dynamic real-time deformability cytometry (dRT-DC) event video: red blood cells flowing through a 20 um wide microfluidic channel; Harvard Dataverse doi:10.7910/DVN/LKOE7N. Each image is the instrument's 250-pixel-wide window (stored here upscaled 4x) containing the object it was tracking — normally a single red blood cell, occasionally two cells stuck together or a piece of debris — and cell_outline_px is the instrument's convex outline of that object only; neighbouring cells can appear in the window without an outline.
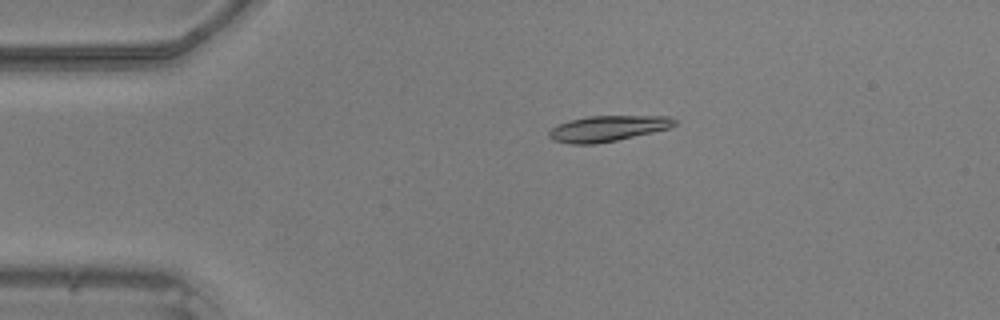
{"species": "common noctule bat (a hibernating species)", "species_latin": "Nyctalus noctula", "temperature_condition": "warm", "stored_images_in_passage": 15, "camera_frame_rate_fps": 3000, "um_per_image_px": 0.085, "animal": {"sex": "male", "body_mass_g": 20.5, "forearm_length_mm": 52.5}, "frame": {"image": 1, "passage_image": 10, "time_ms": 3.0, "image_size_px": [1000, 320], "cell_outline_px": [[676, 124], [672, 128], [616, 140], [596, 144], [568, 144], [552, 140], [548, 136], [548, 132], [552, 128], [560, 124], [572, 120], [588, 116], [668, 116], [676, 120]], "centroid_in_image_um": [51.67, 10.93], "position_along_channel_um": 33.3, "area_um2": 18.79}}